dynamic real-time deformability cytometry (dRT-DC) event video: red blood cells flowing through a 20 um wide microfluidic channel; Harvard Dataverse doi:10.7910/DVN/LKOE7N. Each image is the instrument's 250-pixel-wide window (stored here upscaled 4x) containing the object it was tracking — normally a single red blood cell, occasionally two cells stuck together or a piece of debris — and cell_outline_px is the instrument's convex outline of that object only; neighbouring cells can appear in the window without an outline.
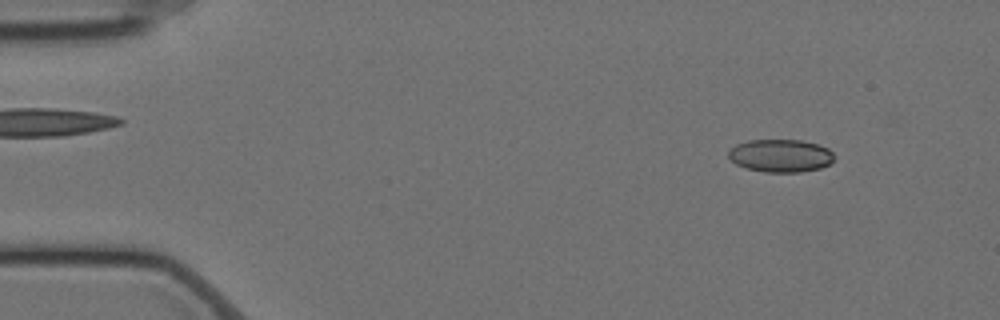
{"species": "Egyptian fruit bat (a non-hibernating species)", "species_latin": "Rousettus aegyptiacus", "temperature_condition": "cold", "stored_images_in_passage": 57, "camera_frame_rate_fps": 3000, "um_per_image_px": 0.085, "animal": {"sex": "female"}, "frame": {"image": 1, "passage_image": 6, "time_ms": 1.667, "image_size_px": [1000, 320], "cell_outline_px": [[836, 156], [828, 164], [820, 168], [800, 172], [764, 172], [748, 168], [736, 164], [728, 156], [728, 152], [736, 144], [748, 140], [800, 140], [820, 144], [828, 148]], "centroid_in_image_um": [66.37, 13.22], "position_along_channel_um": 18.6, "area_um2": 20.23}}
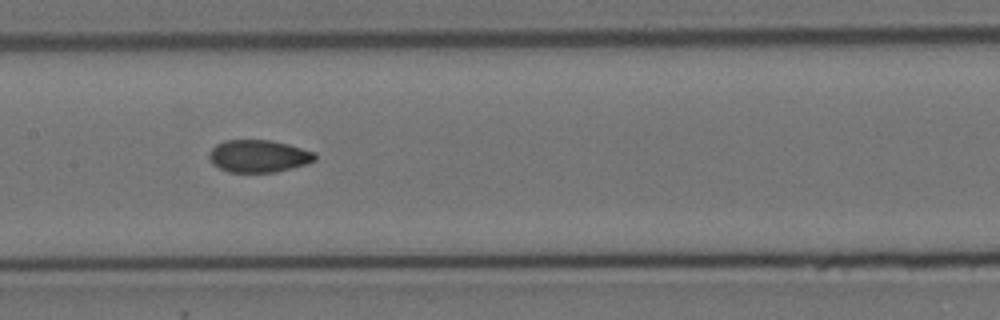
{"frame": {"image": 2, "passage_image": 28, "time_ms": 9.0, "image_size_px": [1000, 320], "cell_outline_px": [[316, 160], [308, 164], [276, 172], [228, 172], [212, 164], [208, 156], [208, 152], [216, 144], [224, 140], [272, 140], [288, 144], [316, 152]], "centroid_in_image_um": [21.99, 13.26], "position_along_channel_um": 185.4, "area_um2": 20.23}}
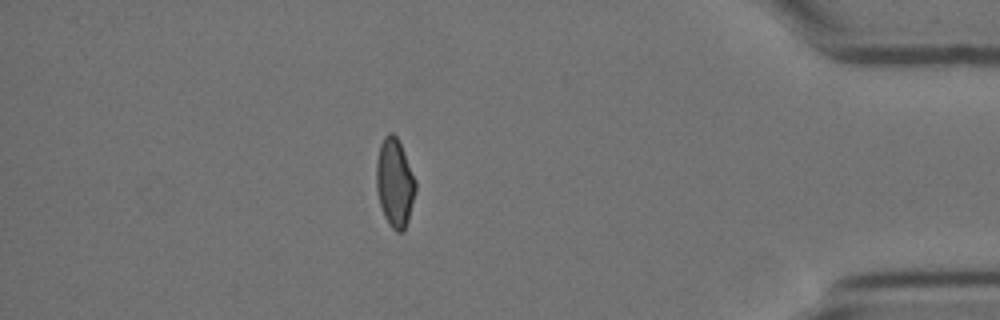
{"frame": {"image": 3, "passage_image": 50, "time_ms": 16.333, "image_size_px": [1000, 320], "cell_outline_px": [[416, 188], [408, 220], [404, 232], [396, 232], [388, 224], [384, 216], [380, 204], [376, 188], [376, 160], [380, 144], [384, 136], [388, 132], [392, 132], [396, 136], [400, 144], [416, 180]], "centroid_in_image_um": [33.54, 15.54], "position_along_channel_um": 401.7, "area_um2": 20.23}, "authors_computed_cell_mechanics": {"area_um2": 20.23, "velocity_mm_per_s": 3.5129, "shape_relaxation_time_tau1_ms": null, "shape_relaxation_time_tau2_ms": 1.8284, "deformation_change_tau1": null, "deformation_change_tau2": 0.0525}}